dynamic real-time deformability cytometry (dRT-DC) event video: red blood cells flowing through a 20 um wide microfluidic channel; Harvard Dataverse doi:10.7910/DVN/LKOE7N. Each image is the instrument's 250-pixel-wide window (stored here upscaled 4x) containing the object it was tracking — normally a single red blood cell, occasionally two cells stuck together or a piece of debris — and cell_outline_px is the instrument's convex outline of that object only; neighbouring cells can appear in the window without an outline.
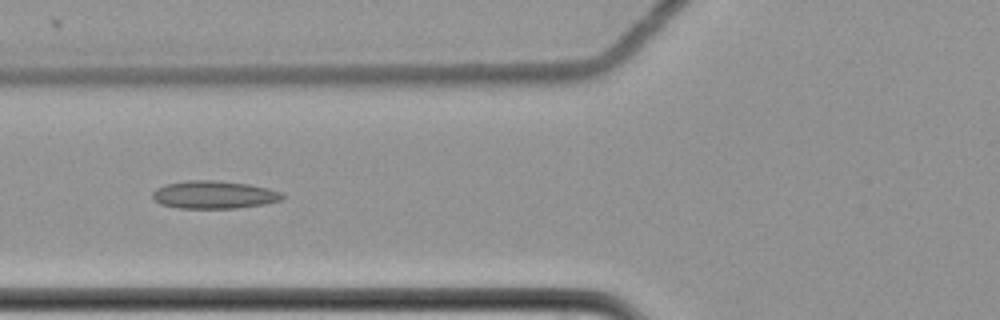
{"species": "common noctule bat (a hibernating species)", "species_latin": "Nyctalus noctula", "temperature_condition": "cold", "stored_images_in_passage": 9, "camera_frame_rate_fps": 3000, "um_per_image_px": 0.085, "animal": {"sex": "female", "body_mass_g": 22.7, "forearm_length_mm": 54.2}, "frame": {"image": 1, "passage_image": 7, "time_ms": 2.0, "image_size_px": [1000, 320], "cell_outline_px": [[284, 200], [264, 204], [236, 208], [176, 208], [160, 204], [152, 200], [152, 192], [156, 188], [164, 184], [188, 180], [220, 180], [248, 184], [268, 188], [284, 192]], "centroid_in_image_um": [18.18, 16.55], "position_along_channel_um": 107.6, "area_um2": 21.44}}
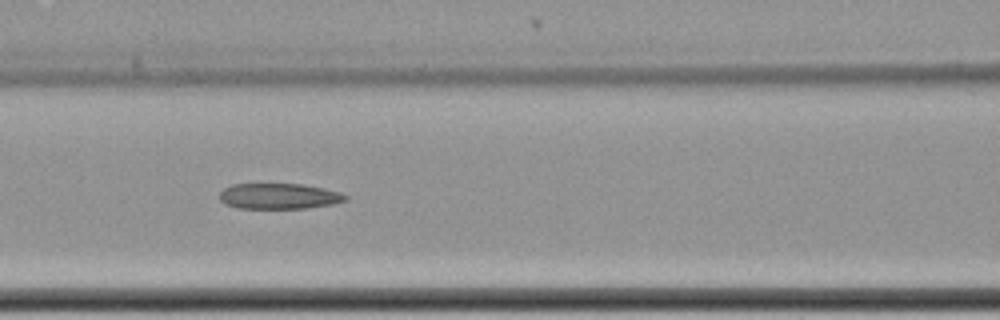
{"frame": {"image": 2, "passage_image": 8, "time_ms": 2.333, "image_size_px": [1000, 320], "cell_outline_px": [[348, 200], [332, 204], [308, 208], [240, 208], [224, 204], [220, 200], [220, 192], [224, 188], [232, 184], [304, 184], [324, 188], [340, 192], [348, 196]], "centroid_in_image_um": [23.73, 16.67], "position_along_channel_um": 142.9, "area_um2": 18.9}}
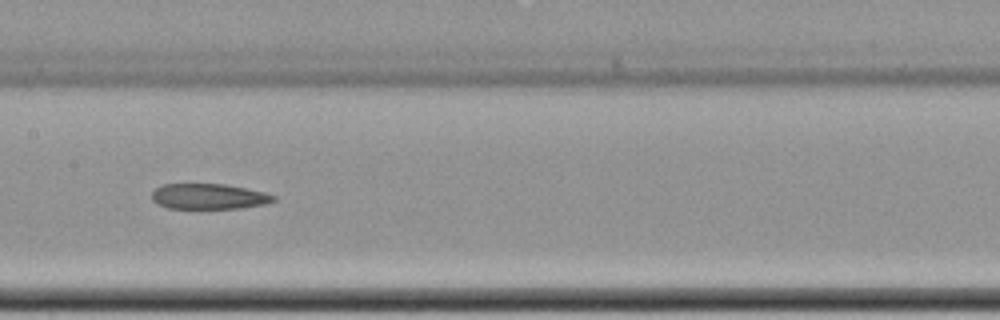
{"frame": {"image": 3, "passage_image": 9, "time_ms": 2.667, "image_size_px": [1000, 320], "cell_outline_px": [[276, 200], [264, 204], [240, 208], [168, 208], [156, 204], [152, 200], [152, 192], [160, 184], [224, 184], [264, 192], [276, 196]], "centroid_in_image_um": [17.71, 16.69], "position_along_channel_um": 189.7, "area_um2": 18.03}}